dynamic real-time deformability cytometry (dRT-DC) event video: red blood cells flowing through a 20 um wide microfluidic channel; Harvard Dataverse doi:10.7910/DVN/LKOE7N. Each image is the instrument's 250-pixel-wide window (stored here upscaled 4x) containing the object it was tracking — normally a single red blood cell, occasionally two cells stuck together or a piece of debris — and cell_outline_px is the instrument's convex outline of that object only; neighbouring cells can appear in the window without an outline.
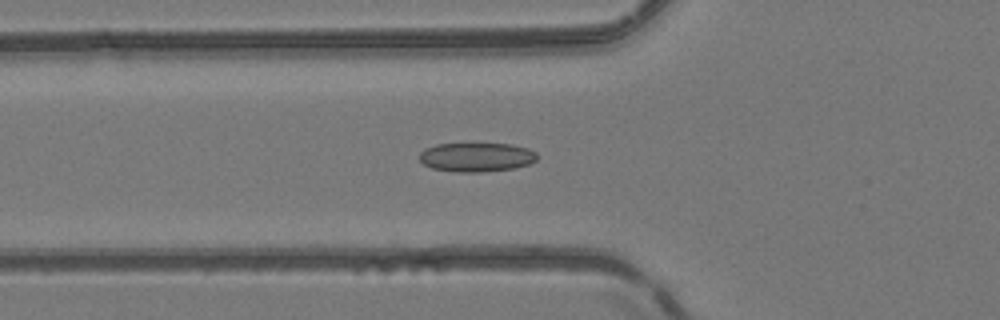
{"species": "common noctule bat (a hibernating species)", "species_latin": "Nyctalus noctula", "temperature_condition": "room temperature", "stored_images_in_passage": 34, "camera_frame_rate_fps": 3000, "um_per_image_px": 0.085, "animal": {"sex": "female", "body_mass_g": 24.6, "forearm_length_mm": 56.2}, "frame": {"image": 1, "passage_image": 2, "time_ms": 0.333, "image_size_px": [1000, 320], "cell_outline_px": [[536, 160], [528, 164], [516, 168], [484, 172], [456, 172], [432, 168], [424, 164], [420, 160], [420, 152], [424, 148], [436, 144], [512, 144], [528, 148], [536, 152]], "centroid_in_image_um": [40.5, 13.36], "position_along_channel_um": 85.3, "area_um2": 20.0}}
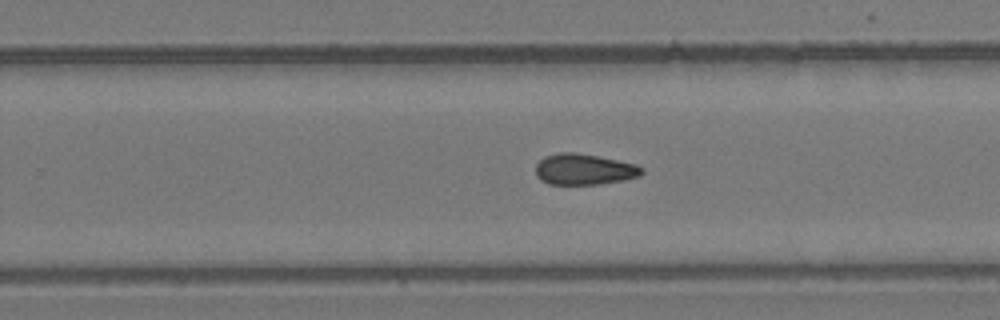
{"frame": {"image": 2, "passage_image": 16, "time_ms": 5.0, "image_size_px": [1000, 320], "cell_outline_px": [[644, 172], [640, 176], [624, 180], [600, 184], [548, 184], [540, 180], [536, 176], [536, 164], [544, 156], [560, 152], [576, 152], [636, 164], [644, 168]], "centroid_in_image_um": [49.64, 14.4], "position_along_channel_um": 280.2, "area_um2": 19.25}}
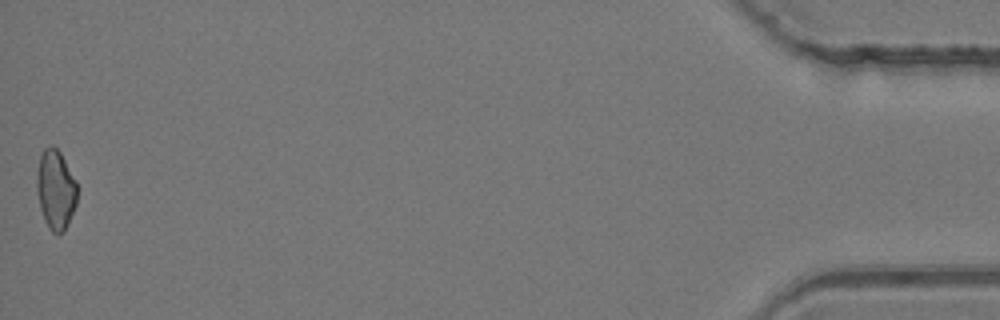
{"frame": {"image": 3, "passage_image": 34, "time_ms": 11.0, "image_size_px": [1000, 320], "cell_outline_px": [[76, 204], [64, 232], [52, 232], [48, 228], [44, 220], [40, 208], [36, 192], [36, 172], [40, 156], [44, 148], [48, 144], [52, 144], [60, 152], [76, 180]], "centroid_in_image_um": [4.7, 16.09], "position_along_channel_um": 430.5, "area_um2": 18.84}, "authors_computed_cell_mechanics": {"area_um2": 19.0162, "velocity_mm_per_s": 4.1599, "shape_relaxation_time_tau1_ms": null, "shape_relaxation_time_tau2_ms": 4.7297, "deformation_change_tau1": null, "deformation_change_tau2": 0.1112}}